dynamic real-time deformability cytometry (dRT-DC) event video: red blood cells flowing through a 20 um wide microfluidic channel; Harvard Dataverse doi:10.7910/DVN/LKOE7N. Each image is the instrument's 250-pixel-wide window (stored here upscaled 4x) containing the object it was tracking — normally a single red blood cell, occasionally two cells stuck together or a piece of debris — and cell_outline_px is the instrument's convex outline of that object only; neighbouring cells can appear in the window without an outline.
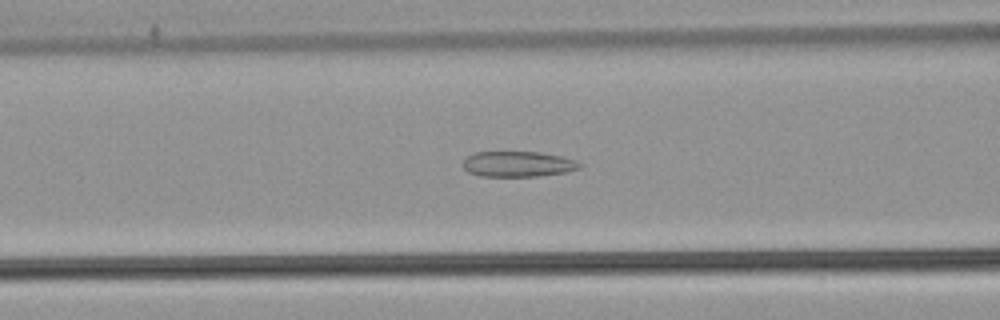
{"species": "common noctule bat (a hibernating species)", "species_latin": "Nyctalus noctula", "temperature_condition": "warm", "stored_images_in_passage": 41, "camera_frame_rate_fps": 3000, "um_per_image_px": 0.085, "animal": {"sex": "male", "body_mass_g": 21.5, "forearm_length_mm": 52.0}, "frame": {"image": 1, "passage_image": 10, "time_ms": 3.0, "image_size_px": [1000, 320], "cell_outline_px": [[584, 164], [580, 168], [568, 172], [536, 176], [480, 176], [468, 172], [464, 168], [464, 160], [472, 152], [540, 152], [560, 156], [576, 160]], "centroid_in_image_um": [44.06, 13.94], "position_along_channel_um": 122.5, "area_um2": 17.4}}
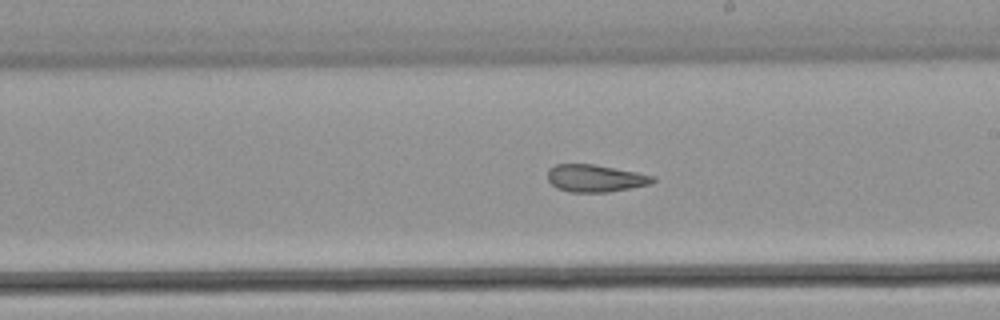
{"frame": {"image": 2, "passage_image": 19, "time_ms": 6.0, "image_size_px": [1000, 320], "cell_outline_px": [[656, 180], [652, 184], [632, 188], [608, 192], [568, 192], [556, 188], [548, 180], [548, 168], [556, 164], [596, 164], [656, 176]], "centroid_in_image_um": [50.62, 15.15], "position_along_channel_um": 238.4, "area_um2": 16.99}}
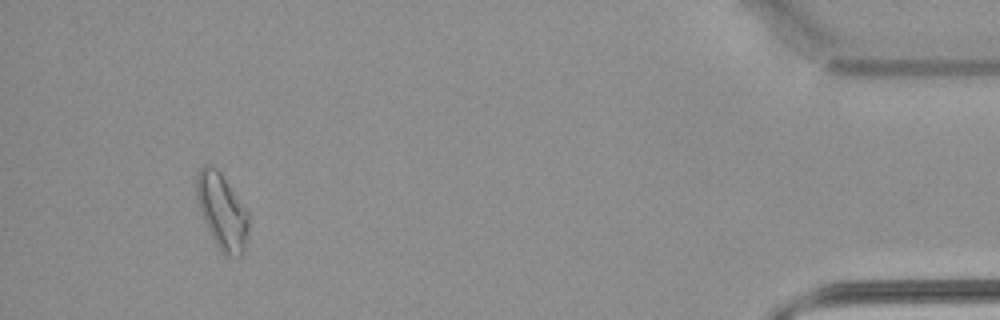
{"frame": {"image": 3, "passage_image": 38, "time_ms": 12.333, "image_size_px": [1000, 320], "cell_outline_px": [[248, 236], [244, 252], [240, 256], [224, 256], [220, 252], [200, 212], [196, 196], [196, 172], [204, 164], [208, 164], [216, 168], [220, 172], [248, 212]], "centroid_in_image_um": [18.86, 17.97], "position_along_channel_um": 416.3, "area_um2": 22.95}, "authors_computed_cell_mechanics": {"area_um2": 18.1492, "velocity_mm_per_s": 3.8718, "shape_relaxation_time_tau1_ms": null, "shape_relaxation_time_tau2_ms": 2.3029, "deformation_change_tau1": null, "deformation_change_tau2": 0.0893}}